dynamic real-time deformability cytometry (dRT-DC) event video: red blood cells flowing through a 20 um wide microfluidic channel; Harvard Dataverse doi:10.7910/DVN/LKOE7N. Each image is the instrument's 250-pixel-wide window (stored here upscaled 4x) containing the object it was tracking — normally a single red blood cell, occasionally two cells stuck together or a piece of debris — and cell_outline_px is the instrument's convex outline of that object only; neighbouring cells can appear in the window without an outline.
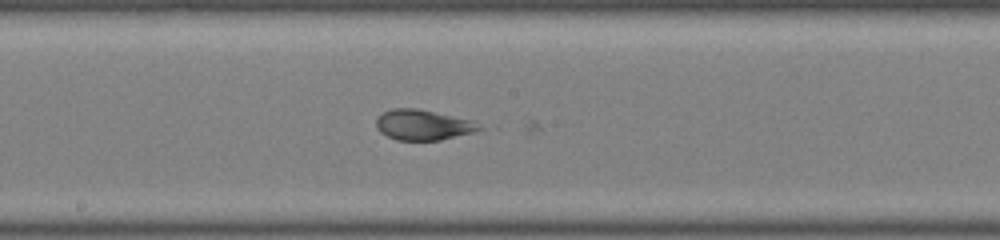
{"species": "common noctule bat (a hibernating species)", "species_latin": "Nyctalus noctula", "temperature_condition": "warm", "stored_images_in_passage": 36, "camera_frame_rate_fps": 3000, "um_per_image_px": 0.085, "animal": {"sex": "male", "body_mass_g": 19.0, "forearm_length_mm": 50.8}, "frame": {"image": 1, "passage_image": 19, "time_ms": 6.0, "image_size_px": [1000, 240], "cell_outline_px": [[484, 128], [476, 132], [440, 140], [396, 140], [380, 132], [376, 128], [376, 116], [392, 108], [416, 108], [472, 120], [480, 124]], "centroid_in_image_um": [35.96, 10.62], "position_along_channel_um": 212.2, "area_um2": 18.38}}
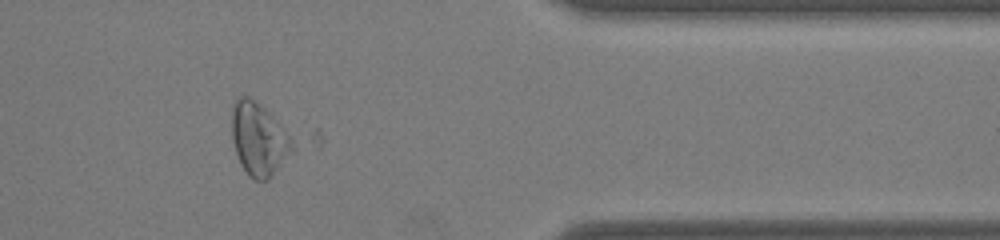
{"frame": {"image": 2, "passage_image": 30, "time_ms": 9.667, "image_size_px": [1000, 240], "cell_outline_px": [[292, 148], [268, 180], [252, 180], [248, 176], [240, 164], [232, 140], [232, 108], [236, 100], [240, 96], [248, 96], [264, 108], [280, 124], [288, 136], [292, 144]], "centroid_in_image_um": [21.92, 11.83], "position_along_channel_um": 389.5, "area_um2": 24.85}}
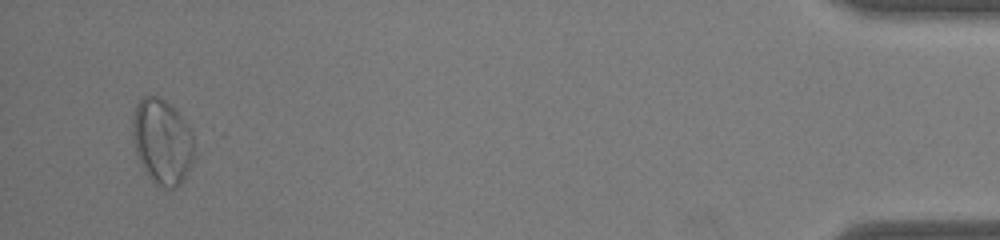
{"frame": {"image": 3, "passage_image": 35, "time_ms": 11.333, "image_size_px": [1000, 240], "cell_outline_px": [[192, 160], [184, 180], [176, 188], [168, 188], [156, 184], [140, 164], [136, 152], [132, 136], [132, 116], [136, 104], [144, 96], [160, 96], [184, 120], [192, 132]], "centroid_in_image_um": [13.75, 12.03], "position_along_channel_um": 421.5, "area_um2": 30.23}}